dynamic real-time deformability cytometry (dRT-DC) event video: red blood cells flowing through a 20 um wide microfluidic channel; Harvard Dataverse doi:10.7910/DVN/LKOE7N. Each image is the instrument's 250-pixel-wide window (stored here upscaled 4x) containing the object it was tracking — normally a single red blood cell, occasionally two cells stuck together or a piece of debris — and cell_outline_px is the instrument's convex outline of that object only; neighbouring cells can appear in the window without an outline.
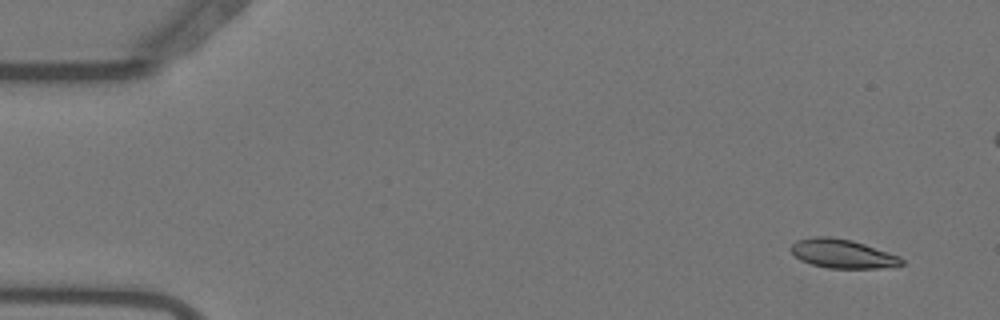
{"species": "Egyptian fruit bat (a non-hibernating species)", "species_latin": "Rousettus aegyptiacus", "temperature_condition": "warm", "stored_images_in_passage": 18, "camera_frame_rate_fps": 3000, "um_per_image_px": 0.085, "animal": {"sex": "female"}, "frame": {"image": 1, "passage_image": 4, "time_ms": 1.0, "image_size_px": [1000, 320], "cell_outline_px": [[904, 264], [880, 268], [828, 268], [812, 264], [800, 260], [788, 248], [796, 240], [812, 236], [832, 236], [852, 240], [900, 256], [904, 260]], "centroid_in_image_um": [71.58, 21.55], "position_along_channel_um": 13.4, "area_um2": 18.73}}
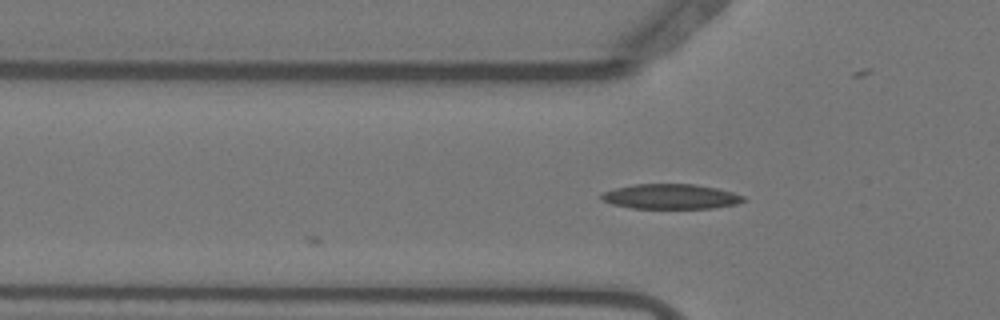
{"frame": {"image": 2, "passage_image": 18, "time_ms": 5.667, "image_size_px": [1000, 320], "cell_outline_px": [[744, 200], [736, 204], [712, 208], [632, 208], [612, 204], [600, 200], [600, 192], [632, 184], [696, 184], [716, 188], [732, 192], [744, 196]], "centroid_in_image_um": [56.95, 16.7], "position_along_channel_um": 68.8, "area_um2": 20.69}}